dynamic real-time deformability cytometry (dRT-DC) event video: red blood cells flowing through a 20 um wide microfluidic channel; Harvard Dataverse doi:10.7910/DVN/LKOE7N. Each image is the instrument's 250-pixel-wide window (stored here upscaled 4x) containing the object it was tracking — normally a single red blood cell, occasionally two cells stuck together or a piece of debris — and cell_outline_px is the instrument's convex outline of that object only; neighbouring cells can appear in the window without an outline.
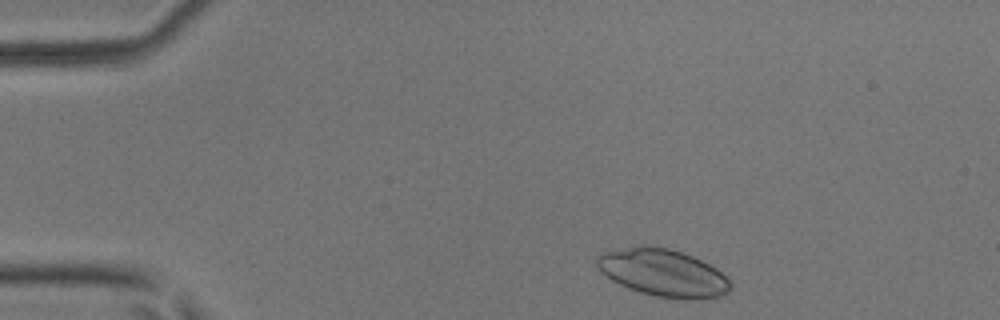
{"species": "common noctule bat (a hibernating species)", "species_latin": "Nyctalus noctula", "temperature_condition": "room temperature", "stored_images_in_passage": 3, "camera_frame_rate_fps": 3000, "um_per_image_px": 0.085, "animal": {"sex": "male", "body_mass_g": 17.9, "forearm_length_mm": 54.2}, "frame": {"image": 1, "passage_image": 1, "time_ms": 0.0, "image_size_px": [1000, 320], "cell_outline_px": [[732, 288], [724, 296], [712, 300], [684, 300], [656, 296], [640, 292], [628, 288], [612, 280], [600, 272], [596, 268], [596, 256], [604, 252], [640, 244], [644, 244], [668, 248], [692, 256], [716, 268], [732, 284]], "centroid_in_image_um": [56.37, 23.21], "position_along_channel_um": 28.6, "area_um2": 37.45}}